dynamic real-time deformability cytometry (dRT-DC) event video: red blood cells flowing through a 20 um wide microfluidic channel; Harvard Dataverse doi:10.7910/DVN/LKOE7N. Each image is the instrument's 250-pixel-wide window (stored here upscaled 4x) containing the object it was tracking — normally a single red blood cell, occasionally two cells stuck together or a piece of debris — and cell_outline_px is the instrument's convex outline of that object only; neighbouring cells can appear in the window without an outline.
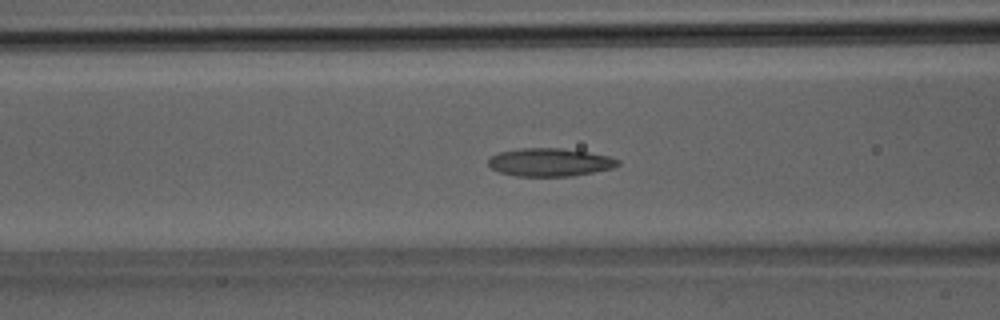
{"species": "Egyptian fruit bat (a non-hibernating species)", "species_latin": "Rousettus aegyptiacus", "temperature_condition": "room temperature", "stored_images_in_passage": 39, "camera_frame_rate_fps": 3000, "um_per_image_px": 0.085, "animal": {"sex": "male"}, "frame": {"image": 1, "passage_image": 16, "time_ms": 5.0, "image_size_px": [1000, 320], "cell_outline_px": [[620, 164], [612, 168], [572, 176], [516, 176], [500, 172], [492, 168], [488, 164], [488, 160], [492, 156], [500, 152], [520, 148], [560, 148], [588, 152], [608, 156], [620, 160]], "centroid_in_image_um": [46.74, 13.79], "position_along_channel_um": 119.9, "area_um2": 21.04}}
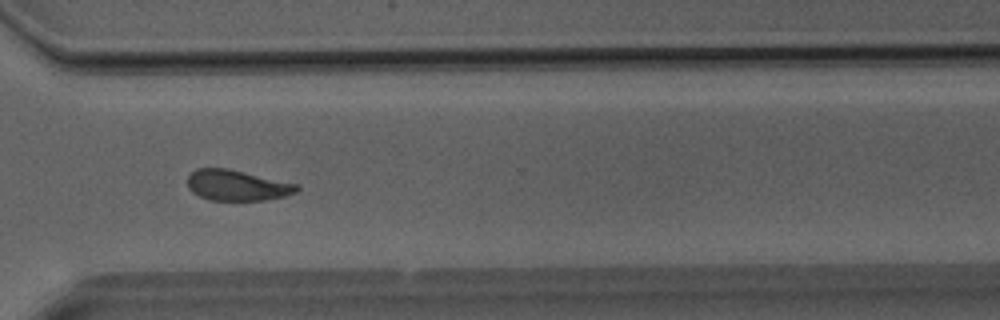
{"frame": {"image": 2, "passage_image": 29, "time_ms": 9.333, "image_size_px": [1000, 320], "cell_outline_px": [[300, 188], [296, 192], [284, 196], [264, 200], [208, 200], [192, 192], [188, 188], [188, 176], [196, 168], [228, 168], [296, 184]], "centroid_in_image_um": [20.11, 15.75], "position_along_channel_um": 350.5, "area_um2": 19.36}}
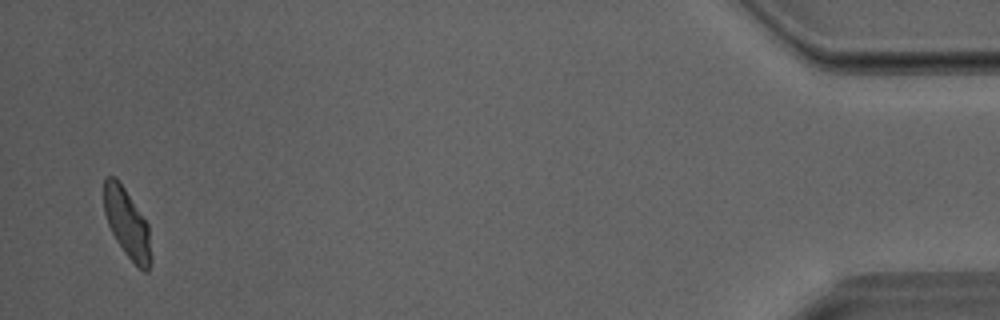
{"frame": {"image": 3, "passage_image": 38, "time_ms": 12.333, "image_size_px": [1000, 320], "cell_outline_px": [[152, 264], [148, 272], [144, 272], [124, 252], [116, 240], [108, 224], [104, 212], [104, 176], [116, 176], [148, 224], [152, 260]], "centroid_in_image_um": [10.81, 19.0], "position_along_channel_um": 424.4, "area_um2": 18.9}}